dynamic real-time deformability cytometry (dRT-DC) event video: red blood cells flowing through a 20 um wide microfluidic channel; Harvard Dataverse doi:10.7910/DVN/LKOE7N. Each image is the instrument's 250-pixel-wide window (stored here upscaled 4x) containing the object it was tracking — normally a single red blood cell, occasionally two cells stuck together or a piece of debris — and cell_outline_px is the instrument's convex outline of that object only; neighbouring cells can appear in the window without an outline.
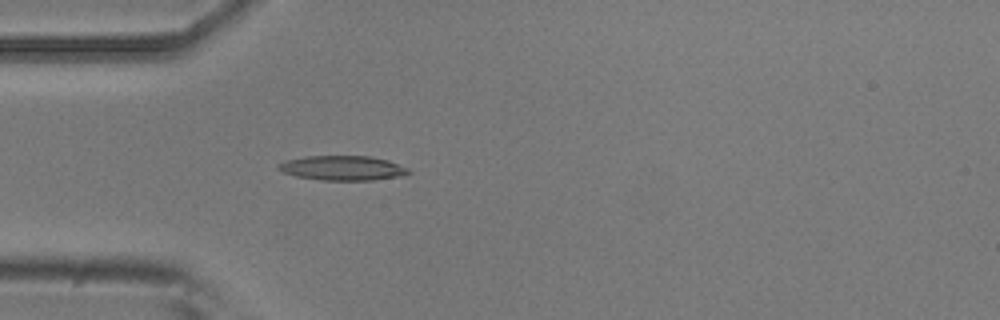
{"species": "common noctule bat (a hibernating species)", "species_latin": "Nyctalus noctula", "temperature_condition": "room temperature", "stored_images_in_passage": 4, "camera_frame_rate_fps": 3000, "um_per_image_px": 0.085, "animal": {"sex": "male", "body_mass_g": 20.5, "forearm_length_mm": 52.5}, "frame": {"image": 1, "passage_image": 4, "time_ms": 1.0, "image_size_px": [1000, 320], "cell_outline_px": [[412, 172], [404, 176], [372, 180], [320, 180], [296, 176], [284, 172], [276, 168], [276, 164], [288, 160], [304, 156], [368, 156], [388, 160], [408, 168]], "centroid_in_image_um": [29.13, 14.28], "position_along_channel_um": 55.9, "area_um2": 18.73}}